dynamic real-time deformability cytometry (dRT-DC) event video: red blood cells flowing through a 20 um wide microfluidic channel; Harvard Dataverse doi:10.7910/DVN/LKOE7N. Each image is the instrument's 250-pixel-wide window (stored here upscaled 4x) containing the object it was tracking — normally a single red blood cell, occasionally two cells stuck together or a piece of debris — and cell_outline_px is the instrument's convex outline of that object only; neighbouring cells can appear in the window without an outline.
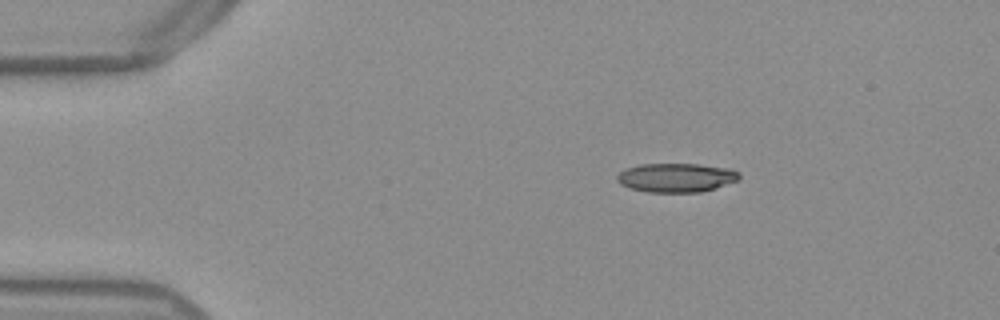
{"species": "Egyptian fruit bat (a non-hibernating species)", "species_latin": "Rousettus aegyptiacus", "temperature_condition": "warm", "stored_images_in_passage": 45, "camera_frame_rate_fps": 3000, "um_per_image_px": 0.085, "frame": {"image": 1, "passage_image": 1, "time_ms": 0.0, "image_size_px": [1000, 320], "cell_outline_px": [[740, 180], [716, 188], [700, 192], [648, 192], [632, 188], [620, 184], [616, 180], [616, 176], [624, 168], [640, 164], [700, 164], [732, 168], [740, 172]], "centroid_in_image_um": [57.52, 15.09], "position_along_channel_um": 27.5, "area_um2": 20.92}}
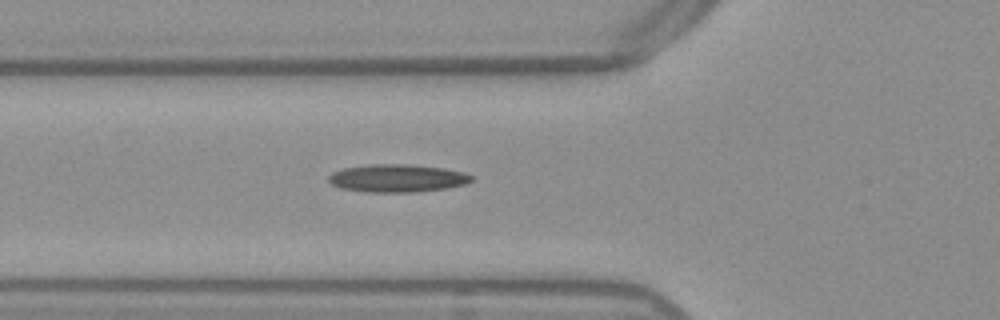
{"frame": {"image": 2, "passage_image": 11, "time_ms": 3.333, "image_size_px": [1000, 320], "cell_outline_px": [[472, 180], [468, 184], [444, 188], [412, 192], [368, 192], [340, 188], [332, 184], [328, 180], [328, 176], [332, 172], [344, 168], [368, 164], [408, 164], [444, 168], [464, 172], [472, 176]], "centroid_in_image_um": [33.76, 15.14], "position_along_channel_um": 92.0, "area_um2": 23.18}}
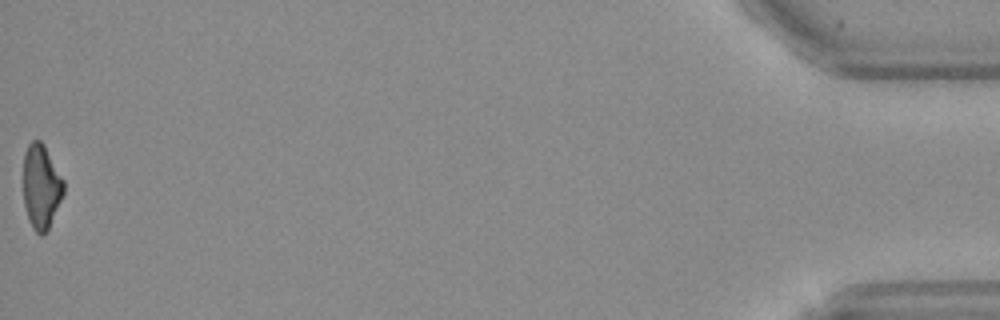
{"frame": {"image": 3, "passage_image": 45, "time_ms": 14.667, "image_size_px": [1000, 320], "cell_outline_px": [[64, 192], [48, 228], [40, 236], [32, 228], [24, 204], [24, 152], [28, 144], [32, 140], [40, 140], [44, 144], [64, 180]], "centroid_in_image_um": [3.5, 15.82], "position_along_channel_um": 431.7, "area_um2": 19.59}, "authors_computed_cell_mechanics": {"area_um2": 21.5594, "velocity_mm_per_s": 3.8631, "shape_relaxation_time_tau1_ms": null, "shape_relaxation_time_tau2_ms": 4.843, "deformation_change_tau1": null, "deformation_change_tau2": 0.1625}}